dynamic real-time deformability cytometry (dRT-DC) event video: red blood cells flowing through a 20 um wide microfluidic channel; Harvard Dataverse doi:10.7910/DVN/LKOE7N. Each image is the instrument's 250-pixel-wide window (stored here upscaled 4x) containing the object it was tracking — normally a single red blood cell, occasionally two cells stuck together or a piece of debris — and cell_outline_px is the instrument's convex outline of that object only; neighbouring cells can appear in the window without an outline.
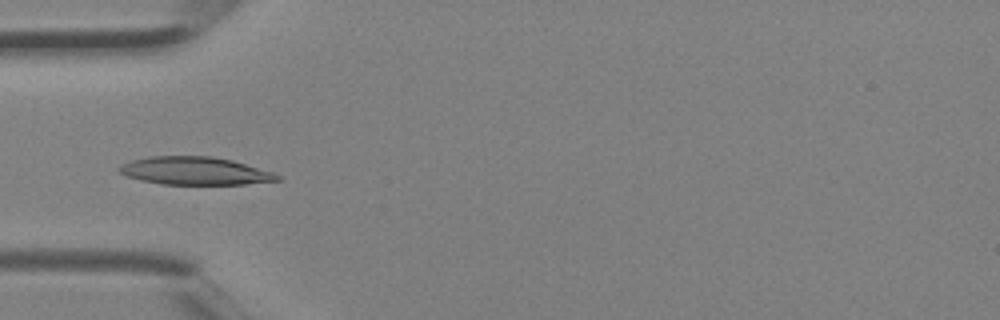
{"species": "Egyptian fruit bat (a non-hibernating species)", "species_latin": "Rousettus aegyptiacus", "temperature_condition": "room temperature", "stored_images_in_passage": 2, "camera_frame_rate_fps": 3000, "um_per_image_px": 0.085, "animal": {"sex": "female"}, "frame": {"image": 1, "passage_image": 2, "time_ms": 0.333, "image_size_px": [1000, 320], "cell_outline_px": [[280, 180], [244, 184], [160, 184], [140, 180], [128, 176], [120, 172], [116, 168], [120, 164], [132, 160], [148, 156], [212, 156], [232, 160], [272, 172], [280, 176]], "centroid_in_image_um": [16.52, 14.52], "position_along_channel_um": 68.5, "area_um2": 25.61}}